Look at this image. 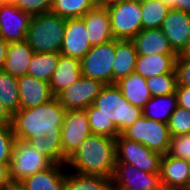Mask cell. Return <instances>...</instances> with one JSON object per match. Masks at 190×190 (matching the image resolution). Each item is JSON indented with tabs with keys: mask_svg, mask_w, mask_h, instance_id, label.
Wrapping results in <instances>:
<instances>
[{
	"mask_svg": "<svg viewBox=\"0 0 190 190\" xmlns=\"http://www.w3.org/2000/svg\"><path fill=\"white\" fill-rule=\"evenodd\" d=\"M115 165V139L97 134L89 135L66 162L68 170L105 178L113 177Z\"/></svg>",
	"mask_w": 190,
	"mask_h": 190,
	"instance_id": "1",
	"label": "cell"
},
{
	"mask_svg": "<svg viewBox=\"0 0 190 190\" xmlns=\"http://www.w3.org/2000/svg\"><path fill=\"white\" fill-rule=\"evenodd\" d=\"M66 110L55 97L48 103L19 109L12 115L11 127L16 139L28 141L41 136H61Z\"/></svg>",
	"mask_w": 190,
	"mask_h": 190,
	"instance_id": "2",
	"label": "cell"
},
{
	"mask_svg": "<svg viewBox=\"0 0 190 190\" xmlns=\"http://www.w3.org/2000/svg\"><path fill=\"white\" fill-rule=\"evenodd\" d=\"M66 19L52 12L32 16L25 42L35 53H60Z\"/></svg>",
	"mask_w": 190,
	"mask_h": 190,
	"instance_id": "3",
	"label": "cell"
},
{
	"mask_svg": "<svg viewBox=\"0 0 190 190\" xmlns=\"http://www.w3.org/2000/svg\"><path fill=\"white\" fill-rule=\"evenodd\" d=\"M94 115H103L111 120L121 134L142 114V109L130 104L114 85H105L94 103Z\"/></svg>",
	"mask_w": 190,
	"mask_h": 190,
	"instance_id": "4",
	"label": "cell"
},
{
	"mask_svg": "<svg viewBox=\"0 0 190 190\" xmlns=\"http://www.w3.org/2000/svg\"><path fill=\"white\" fill-rule=\"evenodd\" d=\"M121 134L161 155H165L169 151L171 136L168 124L148 119L144 115H141Z\"/></svg>",
	"mask_w": 190,
	"mask_h": 190,
	"instance_id": "5",
	"label": "cell"
},
{
	"mask_svg": "<svg viewBox=\"0 0 190 190\" xmlns=\"http://www.w3.org/2000/svg\"><path fill=\"white\" fill-rule=\"evenodd\" d=\"M52 164L53 162L47 156L37 151L28 141L16 139L9 165L12 184L16 186L26 177Z\"/></svg>",
	"mask_w": 190,
	"mask_h": 190,
	"instance_id": "6",
	"label": "cell"
},
{
	"mask_svg": "<svg viewBox=\"0 0 190 190\" xmlns=\"http://www.w3.org/2000/svg\"><path fill=\"white\" fill-rule=\"evenodd\" d=\"M116 39L94 45L80 60L82 76L97 80L104 85H113V63Z\"/></svg>",
	"mask_w": 190,
	"mask_h": 190,
	"instance_id": "7",
	"label": "cell"
},
{
	"mask_svg": "<svg viewBox=\"0 0 190 190\" xmlns=\"http://www.w3.org/2000/svg\"><path fill=\"white\" fill-rule=\"evenodd\" d=\"M107 11L114 39L132 40L142 30L140 1L122 0Z\"/></svg>",
	"mask_w": 190,
	"mask_h": 190,
	"instance_id": "8",
	"label": "cell"
},
{
	"mask_svg": "<svg viewBox=\"0 0 190 190\" xmlns=\"http://www.w3.org/2000/svg\"><path fill=\"white\" fill-rule=\"evenodd\" d=\"M116 163H126L149 173H160L162 155L122 134L115 138Z\"/></svg>",
	"mask_w": 190,
	"mask_h": 190,
	"instance_id": "9",
	"label": "cell"
},
{
	"mask_svg": "<svg viewBox=\"0 0 190 190\" xmlns=\"http://www.w3.org/2000/svg\"><path fill=\"white\" fill-rule=\"evenodd\" d=\"M161 186L160 173L144 172L126 163L115 165L113 190H158Z\"/></svg>",
	"mask_w": 190,
	"mask_h": 190,
	"instance_id": "10",
	"label": "cell"
},
{
	"mask_svg": "<svg viewBox=\"0 0 190 190\" xmlns=\"http://www.w3.org/2000/svg\"><path fill=\"white\" fill-rule=\"evenodd\" d=\"M104 86L97 80L82 76L59 93L56 98L66 111L86 110L93 105Z\"/></svg>",
	"mask_w": 190,
	"mask_h": 190,
	"instance_id": "11",
	"label": "cell"
},
{
	"mask_svg": "<svg viewBox=\"0 0 190 190\" xmlns=\"http://www.w3.org/2000/svg\"><path fill=\"white\" fill-rule=\"evenodd\" d=\"M91 134L86 110L66 111L61 126L63 154L68 158Z\"/></svg>",
	"mask_w": 190,
	"mask_h": 190,
	"instance_id": "12",
	"label": "cell"
},
{
	"mask_svg": "<svg viewBox=\"0 0 190 190\" xmlns=\"http://www.w3.org/2000/svg\"><path fill=\"white\" fill-rule=\"evenodd\" d=\"M31 18L16 5H0V38L8 43L25 41Z\"/></svg>",
	"mask_w": 190,
	"mask_h": 190,
	"instance_id": "13",
	"label": "cell"
},
{
	"mask_svg": "<svg viewBox=\"0 0 190 190\" xmlns=\"http://www.w3.org/2000/svg\"><path fill=\"white\" fill-rule=\"evenodd\" d=\"M91 47L83 18L66 19L60 54L80 61Z\"/></svg>",
	"mask_w": 190,
	"mask_h": 190,
	"instance_id": "14",
	"label": "cell"
},
{
	"mask_svg": "<svg viewBox=\"0 0 190 190\" xmlns=\"http://www.w3.org/2000/svg\"><path fill=\"white\" fill-rule=\"evenodd\" d=\"M160 178L162 186L173 190H190V161L169 154L162 155Z\"/></svg>",
	"mask_w": 190,
	"mask_h": 190,
	"instance_id": "15",
	"label": "cell"
},
{
	"mask_svg": "<svg viewBox=\"0 0 190 190\" xmlns=\"http://www.w3.org/2000/svg\"><path fill=\"white\" fill-rule=\"evenodd\" d=\"M161 30L168 39L173 51L179 55L185 49L190 37V18L188 13L170 9L163 21Z\"/></svg>",
	"mask_w": 190,
	"mask_h": 190,
	"instance_id": "16",
	"label": "cell"
},
{
	"mask_svg": "<svg viewBox=\"0 0 190 190\" xmlns=\"http://www.w3.org/2000/svg\"><path fill=\"white\" fill-rule=\"evenodd\" d=\"M66 174V164L53 163L50 167L23 179L16 185V189L64 190Z\"/></svg>",
	"mask_w": 190,
	"mask_h": 190,
	"instance_id": "17",
	"label": "cell"
},
{
	"mask_svg": "<svg viewBox=\"0 0 190 190\" xmlns=\"http://www.w3.org/2000/svg\"><path fill=\"white\" fill-rule=\"evenodd\" d=\"M20 109H28L48 103L55 96L48 82L24 75L18 77Z\"/></svg>",
	"mask_w": 190,
	"mask_h": 190,
	"instance_id": "18",
	"label": "cell"
},
{
	"mask_svg": "<svg viewBox=\"0 0 190 190\" xmlns=\"http://www.w3.org/2000/svg\"><path fill=\"white\" fill-rule=\"evenodd\" d=\"M82 18L85 21L88 39L92 46L114 40L107 8L96 5Z\"/></svg>",
	"mask_w": 190,
	"mask_h": 190,
	"instance_id": "19",
	"label": "cell"
},
{
	"mask_svg": "<svg viewBox=\"0 0 190 190\" xmlns=\"http://www.w3.org/2000/svg\"><path fill=\"white\" fill-rule=\"evenodd\" d=\"M132 41L138 55H177L161 28L142 29Z\"/></svg>",
	"mask_w": 190,
	"mask_h": 190,
	"instance_id": "20",
	"label": "cell"
},
{
	"mask_svg": "<svg viewBox=\"0 0 190 190\" xmlns=\"http://www.w3.org/2000/svg\"><path fill=\"white\" fill-rule=\"evenodd\" d=\"M81 77L82 71L80 61L60 54L57 67L49 81L52 94L56 97Z\"/></svg>",
	"mask_w": 190,
	"mask_h": 190,
	"instance_id": "21",
	"label": "cell"
},
{
	"mask_svg": "<svg viewBox=\"0 0 190 190\" xmlns=\"http://www.w3.org/2000/svg\"><path fill=\"white\" fill-rule=\"evenodd\" d=\"M115 86L122 92L124 98L133 106L143 109L151 99L147 80L136 72L115 82Z\"/></svg>",
	"mask_w": 190,
	"mask_h": 190,
	"instance_id": "22",
	"label": "cell"
},
{
	"mask_svg": "<svg viewBox=\"0 0 190 190\" xmlns=\"http://www.w3.org/2000/svg\"><path fill=\"white\" fill-rule=\"evenodd\" d=\"M34 53V50L25 41L9 43L1 70L15 77L27 75Z\"/></svg>",
	"mask_w": 190,
	"mask_h": 190,
	"instance_id": "23",
	"label": "cell"
},
{
	"mask_svg": "<svg viewBox=\"0 0 190 190\" xmlns=\"http://www.w3.org/2000/svg\"><path fill=\"white\" fill-rule=\"evenodd\" d=\"M176 59L177 55H138L134 72L145 79L172 73L175 70Z\"/></svg>",
	"mask_w": 190,
	"mask_h": 190,
	"instance_id": "24",
	"label": "cell"
},
{
	"mask_svg": "<svg viewBox=\"0 0 190 190\" xmlns=\"http://www.w3.org/2000/svg\"><path fill=\"white\" fill-rule=\"evenodd\" d=\"M138 53L132 40H116L115 60L113 63V85L119 79L135 71Z\"/></svg>",
	"mask_w": 190,
	"mask_h": 190,
	"instance_id": "25",
	"label": "cell"
},
{
	"mask_svg": "<svg viewBox=\"0 0 190 190\" xmlns=\"http://www.w3.org/2000/svg\"><path fill=\"white\" fill-rule=\"evenodd\" d=\"M177 106L176 93L151 97L142 109V114L148 119L168 124L171 114Z\"/></svg>",
	"mask_w": 190,
	"mask_h": 190,
	"instance_id": "26",
	"label": "cell"
},
{
	"mask_svg": "<svg viewBox=\"0 0 190 190\" xmlns=\"http://www.w3.org/2000/svg\"><path fill=\"white\" fill-rule=\"evenodd\" d=\"M64 190H113L112 178L84 175L67 169Z\"/></svg>",
	"mask_w": 190,
	"mask_h": 190,
	"instance_id": "27",
	"label": "cell"
},
{
	"mask_svg": "<svg viewBox=\"0 0 190 190\" xmlns=\"http://www.w3.org/2000/svg\"><path fill=\"white\" fill-rule=\"evenodd\" d=\"M59 55L60 53H34L27 75L49 83L57 67Z\"/></svg>",
	"mask_w": 190,
	"mask_h": 190,
	"instance_id": "28",
	"label": "cell"
},
{
	"mask_svg": "<svg viewBox=\"0 0 190 190\" xmlns=\"http://www.w3.org/2000/svg\"><path fill=\"white\" fill-rule=\"evenodd\" d=\"M0 100L11 115L20 109L18 77L2 70H0Z\"/></svg>",
	"mask_w": 190,
	"mask_h": 190,
	"instance_id": "29",
	"label": "cell"
},
{
	"mask_svg": "<svg viewBox=\"0 0 190 190\" xmlns=\"http://www.w3.org/2000/svg\"><path fill=\"white\" fill-rule=\"evenodd\" d=\"M140 6L142 29L161 28L170 8L160 0H144Z\"/></svg>",
	"mask_w": 190,
	"mask_h": 190,
	"instance_id": "30",
	"label": "cell"
},
{
	"mask_svg": "<svg viewBox=\"0 0 190 190\" xmlns=\"http://www.w3.org/2000/svg\"><path fill=\"white\" fill-rule=\"evenodd\" d=\"M95 6V0H52L50 12L65 19L82 18Z\"/></svg>",
	"mask_w": 190,
	"mask_h": 190,
	"instance_id": "31",
	"label": "cell"
},
{
	"mask_svg": "<svg viewBox=\"0 0 190 190\" xmlns=\"http://www.w3.org/2000/svg\"><path fill=\"white\" fill-rule=\"evenodd\" d=\"M40 153L47 156L53 163L66 164L67 157L63 154L61 136H41L28 140Z\"/></svg>",
	"mask_w": 190,
	"mask_h": 190,
	"instance_id": "32",
	"label": "cell"
},
{
	"mask_svg": "<svg viewBox=\"0 0 190 190\" xmlns=\"http://www.w3.org/2000/svg\"><path fill=\"white\" fill-rule=\"evenodd\" d=\"M146 80L152 97L166 96L175 93L177 85L175 70L172 73L152 76Z\"/></svg>",
	"mask_w": 190,
	"mask_h": 190,
	"instance_id": "33",
	"label": "cell"
},
{
	"mask_svg": "<svg viewBox=\"0 0 190 190\" xmlns=\"http://www.w3.org/2000/svg\"><path fill=\"white\" fill-rule=\"evenodd\" d=\"M86 112L92 134L103 135L114 139L120 135L118 129L111 120H108L103 115H94L93 105L88 107Z\"/></svg>",
	"mask_w": 190,
	"mask_h": 190,
	"instance_id": "34",
	"label": "cell"
},
{
	"mask_svg": "<svg viewBox=\"0 0 190 190\" xmlns=\"http://www.w3.org/2000/svg\"><path fill=\"white\" fill-rule=\"evenodd\" d=\"M168 129L171 137L189 134L190 111L183 107L177 106L171 114Z\"/></svg>",
	"mask_w": 190,
	"mask_h": 190,
	"instance_id": "35",
	"label": "cell"
},
{
	"mask_svg": "<svg viewBox=\"0 0 190 190\" xmlns=\"http://www.w3.org/2000/svg\"><path fill=\"white\" fill-rule=\"evenodd\" d=\"M15 140L11 125L0 126V163L10 164Z\"/></svg>",
	"mask_w": 190,
	"mask_h": 190,
	"instance_id": "36",
	"label": "cell"
},
{
	"mask_svg": "<svg viewBox=\"0 0 190 190\" xmlns=\"http://www.w3.org/2000/svg\"><path fill=\"white\" fill-rule=\"evenodd\" d=\"M172 157L190 160V133L171 137L168 153Z\"/></svg>",
	"mask_w": 190,
	"mask_h": 190,
	"instance_id": "37",
	"label": "cell"
},
{
	"mask_svg": "<svg viewBox=\"0 0 190 190\" xmlns=\"http://www.w3.org/2000/svg\"><path fill=\"white\" fill-rule=\"evenodd\" d=\"M16 6L25 13L34 16L49 13L52 8V0H19Z\"/></svg>",
	"mask_w": 190,
	"mask_h": 190,
	"instance_id": "38",
	"label": "cell"
},
{
	"mask_svg": "<svg viewBox=\"0 0 190 190\" xmlns=\"http://www.w3.org/2000/svg\"><path fill=\"white\" fill-rule=\"evenodd\" d=\"M175 71L177 85L190 87V57L177 55Z\"/></svg>",
	"mask_w": 190,
	"mask_h": 190,
	"instance_id": "39",
	"label": "cell"
},
{
	"mask_svg": "<svg viewBox=\"0 0 190 190\" xmlns=\"http://www.w3.org/2000/svg\"><path fill=\"white\" fill-rule=\"evenodd\" d=\"M175 93L178 106L190 111V87L176 85Z\"/></svg>",
	"mask_w": 190,
	"mask_h": 190,
	"instance_id": "40",
	"label": "cell"
},
{
	"mask_svg": "<svg viewBox=\"0 0 190 190\" xmlns=\"http://www.w3.org/2000/svg\"><path fill=\"white\" fill-rule=\"evenodd\" d=\"M9 165L10 164L0 163V185L12 184Z\"/></svg>",
	"mask_w": 190,
	"mask_h": 190,
	"instance_id": "41",
	"label": "cell"
},
{
	"mask_svg": "<svg viewBox=\"0 0 190 190\" xmlns=\"http://www.w3.org/2000/svg\"><path fill=\"white\" fill-rule=\"evenodd\" d=\"M12 115L4 107L0 100V126L11 125Z\"/></svg>",
	"mask_w": 190,
	"mask_h": 190,
	"instance_id": "42",
	"label": "cell"
},
{
	"mask_svg": "<svg viewBox=\"0 0 190 190\" xmlns=\"http://www.w3.org/2000/svg\"><path fill=\"white\" fill-rule=\"evenodd\" d=\"M8 46L9 43L0 38V70L2 69L3 63L6 59Z\"/></svg>",
	"mask_w": 190,
	"mask_h": 190,
	"instance_id": "43",
	"label": "cell"
},
{
	"mask_svg": "<svg viewBox=\"0 0 190 190\" xmlns=\"http://www.w3.org/2000/svg\"><path fill=\"white\" fill-rule=\"evenodd\" d=\"M175 9L189 13L190 12V0H176L175 1Z\"/></svg>",
	"mask_w": 190,
	"mask_h": 190,
	"instance_id": "44",
	"label": "cell"
},
{
	"mask_svg": "<svg viewBox=\"0 0 190 190\" xmlns=\"http://www.w3.org/2000/svg\"><path fill=\"white\" fill-rule=\"evenodd\" d=\"M120 1L122 0H95L97 6L105 7V8H107L110 5L119 3Z\"/></svg>",
	"mask_w": 190,
	"mask_h": 190,
	"instance_id": "45",
	"label": "cell"
},
{
	"mask_svg": "<svg viewBox=\"0 0 190 190\" xmlns=\"http://www.w3.org/2000/svg\"><path fill=\"white\" fill-rule=\"evenodd\" d=\"M179 55L190 57V37L188 39L185 49Z\"/></svg>",
	"mask_w": 190,
	"mask_h": 190,
	"instance_id": "46",
	"label": "cell"
},
{
	"mask_svg": "<svg viewBox=\"0 0 190 190\" xmlns=\"http://www.w3.org/2000/svg\"><path fill=\"white\" fill-rule=\"evenodd\" d=\"M0 190H16V186L13 184H1Z\"/></svg>",
	"mask_w": 190,
	"mask_h": 190,
	"instance_id": "47",
	"label": "cell"
},
{
	"mask_svg": "<svg viewBox=\"0 0 190 190\" xmlns=\"http://www.w3.org/2000/svg\"><path fill=\"white\" fill-rule=\"evenodd\" d=\"M160 1H162L170 9H175V1L176 0H160Z\"/></svg>",
	"mask_w": 190,
	"mask_h": 190,
	"instance_id": "48",
	"label": "cell"
},
{
	"mask_svg": "<svg viewBox=\"0 0 190 190\" xmlns=\"http://www.w3.org/2000/svg\"><path fill=\"white\" fill-rule=\"evenodd\" d=\"M18 2H19V0H7V4L16 5Z\"/></svg>",
	"mask_w": 190,
	"mask_h": 190,
	"instance_id": "49",
	"label": "cell"
},
{
	"mask_svg": "<svg viewBox=\"0 0 190 190\" xmlns=\"http://www.w3.org/2000/svg\"><path fill=\"white\" fill-rule=\"evenodd\" d=\"M158 190H173V189H170V188L165 187V186H161Z\"/></svg>",
	"mask_w": 190,
	"mask_h": 190,
	"instance_id": "50",
	"label": "cell"
},
{
	"mask_svg": "<svg viewBox=\"0 0 190 190\" xmlns=\"http://www.w3.org/2000/svg\"><path fill=\"white\" fill-rule=\"evenodd\" d=\"M7 4V0H0V5Z\"/></svg>",
	"mask_w": 190,
	"mask_h": 190,
	"instance_id": "51",
	"label": "cell"
}]
</instances>
